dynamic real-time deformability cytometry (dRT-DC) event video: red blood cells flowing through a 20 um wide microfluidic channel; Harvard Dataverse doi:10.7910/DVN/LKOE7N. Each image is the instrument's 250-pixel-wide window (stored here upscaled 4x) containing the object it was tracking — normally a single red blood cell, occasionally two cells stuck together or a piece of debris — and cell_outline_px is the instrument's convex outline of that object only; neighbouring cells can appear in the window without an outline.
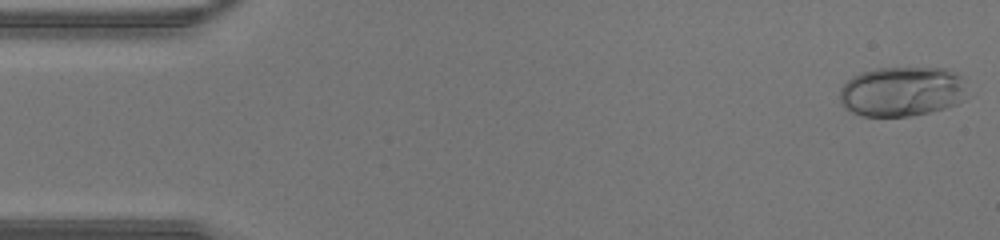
{"species": "human", "species_latin": "Homo sapiens", "temperature_condition": "warm", "stored_images_in_passage": 45, "camera_frame_rate_fps": 3000, "um_per_image_px": 0.085, "donor": {"sex": "male"}, "frame": {"image": 1, "passage_image": 1, "time_ms": 0.0, "image_size_px": [1000, 240], "cell_outline_px": [[972, 96], [956, 104], [944, 108], [912, 116], [864, 116], [852, 112], [840, 104], [840, 88], [852, 76], [860, 72], [876, 68], [944, 68], [956, 72], [960, 76]], "centroid_in_image_um": [76.71, 7.77], "position_along_channel_um": 8.3, "area_um2": 37.57}}
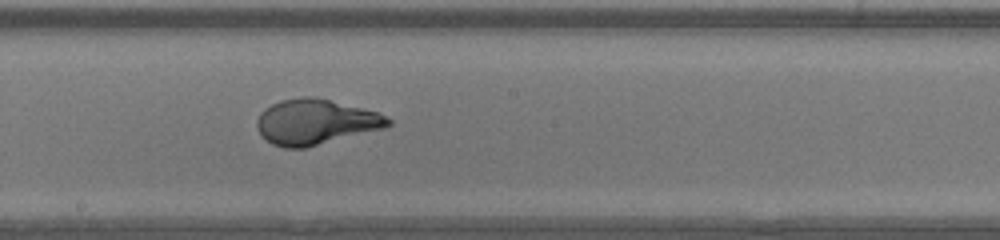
{"frame": {"image": 2, "passage_image": 24, "time_ms": 7.667, "image_size_px": [1000, 240], "cell_outline_px": [[392, 124], [384, 128], [304, 148], [284, 148], [272, 144], [256, 128], [256, 120], [260, 112], [264, 108], [280, 100], [304, 96], [312, 96], [380, 112], [392, 120]], "centroid_in_image_um": [26.82, 10.35], "position_along_channel_um": 221.4, "area_um2": 34.56}}
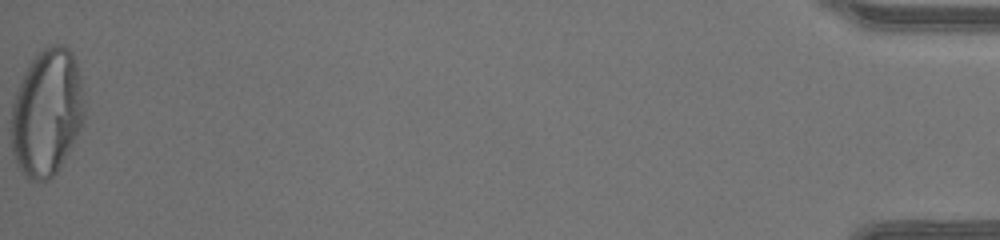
{"frame": {"image": 3, "passage_image": 45, "time_ms": 14.667, "image_size_px": [1000, 240], "cell_outline_px": [[88, 108], [84, 120], [72, 144], [56, 172], [48, 180], [28, 180], [24, 176], [16, 164], [12, 152], [12, 104], [16, 92], [32, 60], [48, 44], [64, 44], [72, 52], [88, 100]], "centroid_in_image_um": [4.03, 9.56], "position_along_channel_um": 431.2, "area_um2": 54.45}}